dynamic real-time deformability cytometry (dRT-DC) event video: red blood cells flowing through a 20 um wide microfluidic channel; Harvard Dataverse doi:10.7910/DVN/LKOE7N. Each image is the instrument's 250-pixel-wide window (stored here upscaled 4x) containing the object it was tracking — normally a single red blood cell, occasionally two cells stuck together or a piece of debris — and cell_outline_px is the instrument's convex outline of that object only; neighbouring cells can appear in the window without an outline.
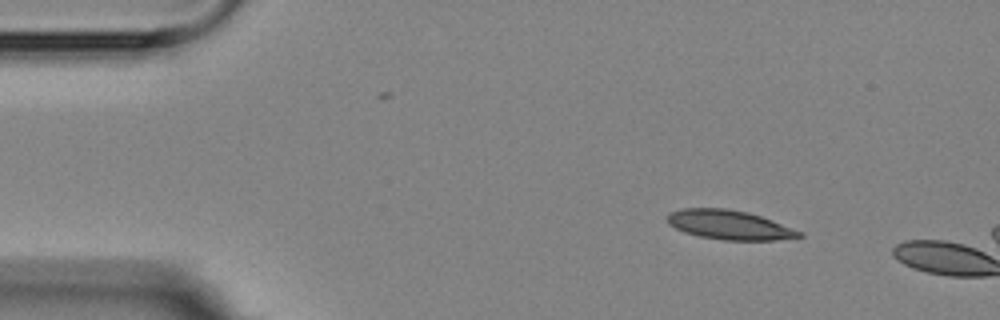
{"species": "Egyptian fruit bat (a non-hibernating species)", "species_latin": "Rousettus aegyptiacus", "temperature_condition": "room temperature", "stored_images_in_passage": 3, "camera_frame_rate_fps": 3000, "um_per_image_px": 0.085, "animal": {"sex": "female"}, "frame": {"image": 1, "passage_image": 1, "time_ms": 0.0, "image_size_px": [1000, 320], "cell_outline_px": [[804, 236], [776, 240], [724, 240], [700, 236], [684, 232], [668, 224], [668, 212], [684, 208], [724, 208], [748, 212], [772, 220], [804, 232]], "centroid_in_image_um": [62.01, 19.11], "position_along_channel_um": 23.0, "area_um2": 22.48}}